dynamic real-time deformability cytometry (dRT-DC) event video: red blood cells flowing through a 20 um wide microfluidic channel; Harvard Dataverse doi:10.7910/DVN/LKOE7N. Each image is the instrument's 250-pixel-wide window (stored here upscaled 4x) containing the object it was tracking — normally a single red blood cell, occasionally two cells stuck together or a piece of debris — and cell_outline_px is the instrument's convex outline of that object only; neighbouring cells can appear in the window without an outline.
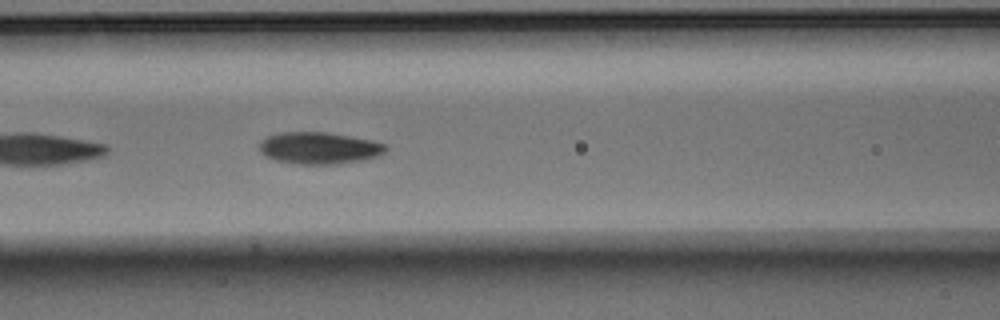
{"species": "Egyptian fruit bat (a non-hibernating species)", "species_latin": "Rousettus aegyptiacus", "temperature_condition": "warm", "stored_images_in_passage": 17, "camera_frame_rate_fps": 3000, "um_per_image_px": 0.085, "animal": {"sex": "male"}, "frame": {"image": 1, "passage_image": 8, "time_ms": 2.333, "image_size_px": [1000, 320], "cell_outline_px": [[388, 148], [384, 152], [376, 156], [364, 160], [340, 164], [300, 164], [276, 160], [264, 156], [260, 148], [260, 144], [268, 136], [280, 132], [324, 132], [372, 140], [388, 144]], "centroid_in_image_um": [27.17, 12.59], "position_along_channel_um": 139.4, "area_um2": 23.35}}
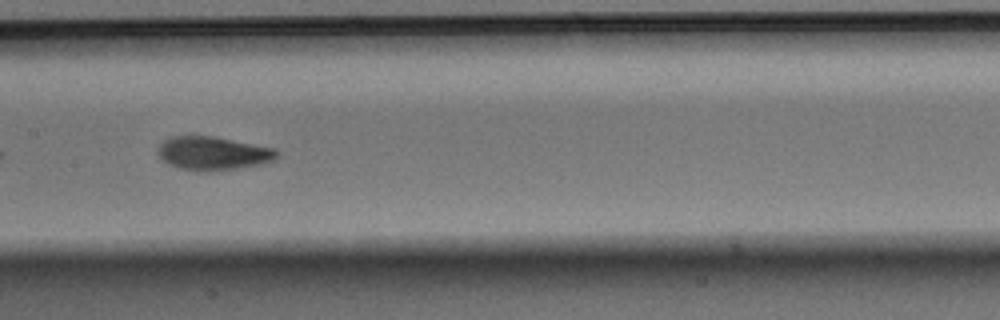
{"frame": {"image": 2, "passage_image": 12, "time_ms": 3.667, "image_size_px": [1000, 320], "cell_outline_px": [[280, 156], [272, 160], [260, 164], [236, 168], [208, 172], [180, 168], [168, 164], [160, 156], [160, 144], [168, 136], [216, 136], [276, 148], [280, 152]], "centroid_in_image_um": [18.16, 13.01], "position_along_channel_um": 189.2, "area_um2": 23.24}}